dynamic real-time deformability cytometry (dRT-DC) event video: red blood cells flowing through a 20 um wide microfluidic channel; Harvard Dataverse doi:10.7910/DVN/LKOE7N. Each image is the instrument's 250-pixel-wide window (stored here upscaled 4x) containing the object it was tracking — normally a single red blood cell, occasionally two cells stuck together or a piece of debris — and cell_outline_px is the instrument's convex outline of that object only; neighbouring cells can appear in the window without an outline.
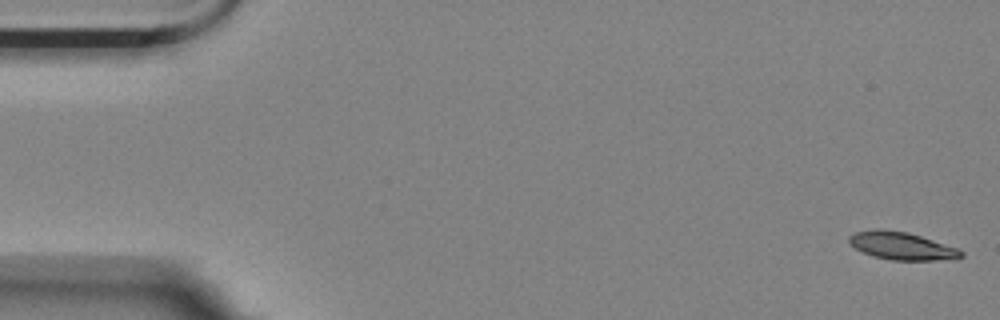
{"species": "Egyptian fruit bat (a non-hibernating species)", "species_latin": "Rousettus aegyptiacus", "temperature_condition": "room temperature", "stored_images_in_passage": 56, "camera_frame_rate_fps": 3000, "um_per_image_px": 0.085, "animal": {"sex": "female"}, "frame": {"image": 1, "passage_image": 1, "time_ms": 0.0, "image_size_px": [1000, 320], "cell_outline_px": [[964, 256], [956, 260], [892, 260], [872, 256], [856, 248], [848, 240], [848, 236], [856, 232], [876, 228], [884, 228], [908, 232], [956, 248], [964, 252]], "centroid_in_image_um": [76.66, 20.9], "position_along_channel_um": 8.3, "area_um2": 18.15}}
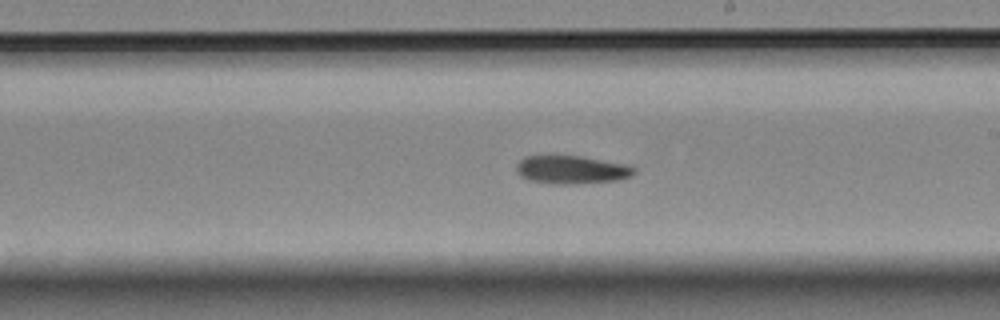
{"frame": {"image": 2, "passage_image": 32, "time_ms": 10.333, "image_size_px": [1000, 320], "cell_outline_px": [[636, 172], [632, 176], [616, 180], [572, 184], [552, 184], [528, 180], [520, 176], [516, 172], [516, 164], [524, 156], [552, 152], [580, 156], [632, 164], [636, 168]], "centroid_in_image_um": [48.55, 14.37], "position_along_channel_um": 240.5, "area_um2": 20.46}}
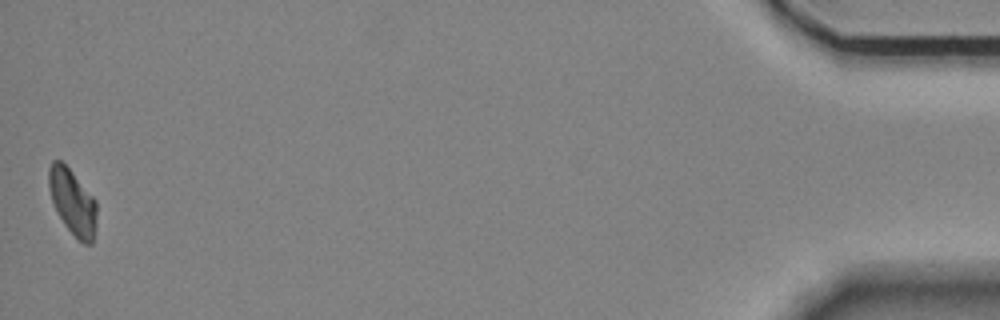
{"frame": {"image": 3, "passage_image": 56, "time_ms": 18.333, "image_size_px": [1000, 320], "cell_outline_px": [[96, 228], [92, 244], [84, 244], [64, 224], [52, 200], [48, 188], [48, 168], [52, 160], [60, 160], [72, 172], [96, 200]], "centroid_in_image_um": [6.17, 17.15], "position_along_channel_um": 429.0, "area_um2": 18.09}, "authors_computed_cell_mechanics": {"area_um2": 19.0162, "velocity_mm_per_s": 3.5127, "shape_relaxation_time_tau1_ms": 5.9139, "shape_relaxation_time_tau2_ms": 8.1865, "deformation_change_tau1": 0.1329, "deformation_change_tau2": 0.1548}}